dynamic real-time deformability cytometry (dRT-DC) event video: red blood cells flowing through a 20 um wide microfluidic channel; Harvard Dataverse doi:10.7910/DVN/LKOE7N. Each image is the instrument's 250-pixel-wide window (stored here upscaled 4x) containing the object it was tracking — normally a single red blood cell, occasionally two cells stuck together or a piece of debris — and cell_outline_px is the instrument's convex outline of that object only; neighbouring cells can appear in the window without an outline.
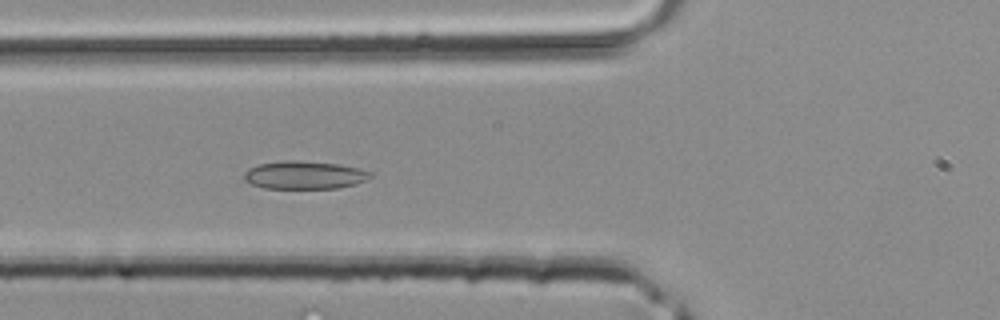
{"species": "common noctule bat (a hibernating species)", "species_latin": "Nyctalus noctula", "temperature_condition": "room temperature", "stored_images_in_passage": 31, "camera_frame_rate_fps": 3000, "um_per_image_px": 0.085, "animal": {"sex": "male", "body_mass_g": 20.4}, "frame": {"image": 1, "passage_image": 5, "time_ms": 1.333, "image_size_px": [1000, 320], "cell_outline_px": [[372, 176], [368, 180], [356, 184], [336, 188], [264, 188], [252, 184], [244, 180], [244, 172], [248, 168], [256, 164], [284, 160], [296, 160], [336, 164], [356, 168], [372, 172]], "centroid_in_image_um": [25.85, 14.88], "position_along_channel_um": 100.0, "area_um2": 20.63}}
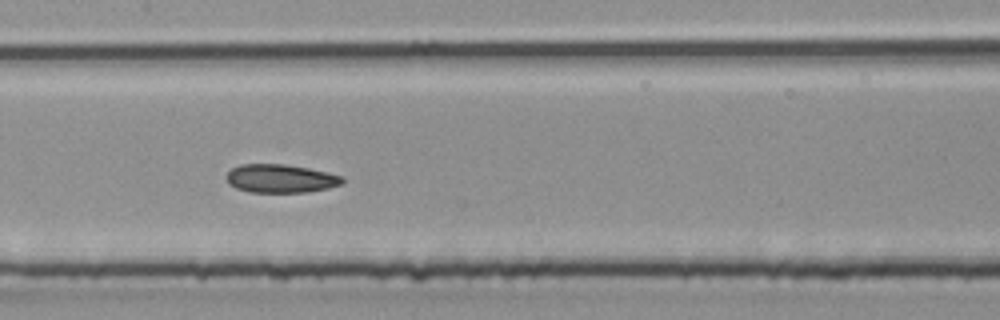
{"frame": {"image": 2, "passage_image": 10, "time_ms": 3.0, "image_size_px": [1000, 320], "cell_outline_px": [[344, 180], [340, 184], [328, 188], [308, 192], [248, 192], [236, 188], [228, 184], [224, 176], [232, 168], [240, 164], [284, 164], [308, 168], [328, 172], [344, 176]], "centroid_in_image_um": [23.82, 15.17], "position_along_channel_um": 183.6, "area_um2": 19.36}}
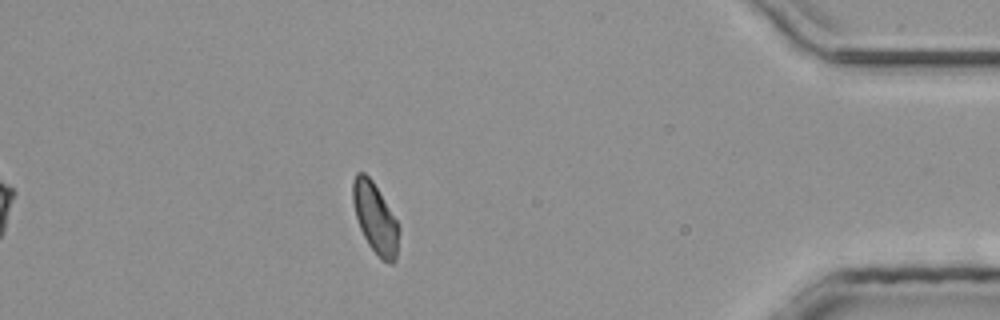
{"frame": {"image": 3, "passage_image": 26, "time_ms": 8.333, "image_size_px": [1000, 320], "cell_outline_px": [[400, 228], [396, 260], [392, 264], [388, 264], [380, 260], [368, 244], [360, 228], [356, 216], [352, 200], [352, 180], [356, 172], [364, 172], [372, 180], [396, 220]], "centroid_in_image_um": [31.89, 18.58], "position_along_channel_um": 403.3, "area_um2": 18.96}}